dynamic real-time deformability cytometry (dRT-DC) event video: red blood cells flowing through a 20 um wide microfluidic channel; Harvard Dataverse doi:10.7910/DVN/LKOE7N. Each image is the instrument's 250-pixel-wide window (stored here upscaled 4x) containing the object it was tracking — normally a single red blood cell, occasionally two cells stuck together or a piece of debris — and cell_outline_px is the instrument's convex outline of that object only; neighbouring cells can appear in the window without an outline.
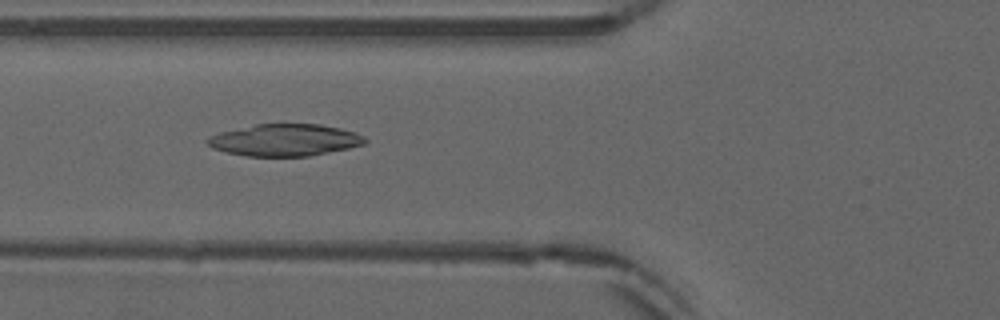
{"species": "common noctule bat (a hibernating species)", "species_latin": "Nyctalus noctula", "temperature_condition": "warm", "stored_images_in_passage": 40, "camera_frame_rate_fps": 3000, "um_per_image_px": 0.085, "animal": {"sex": "male", "forearm_length_mm": 52.5}, "frame": {"image": 1, "passage_image": 7, "time_ms": 2.0, "image_size_px": [1000, 320], "cell_outline_px": [[368, 140], [364, 144], [348, 148], [308, 156], [248, 156], [228, 152], [212, 148], [204, 140], [208, 136], [220, 132], [256, 124], [320, 124], [340, 128], [356, 132], [364, 136]], "centroid_in_image_um": [24.21, 11.9], "position_along_channel_um": 101.6, "area_um2": 29.25}}
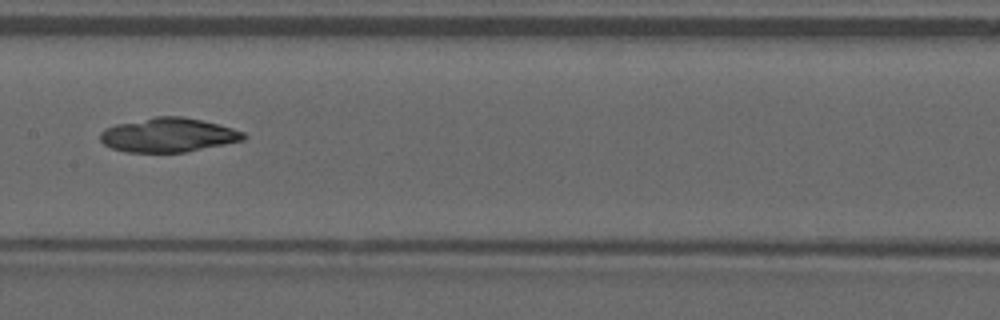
{"frame": {"image": 2, "passage_image": 14, "time_ms": 4.333, "image_size_px": [1000, 320], "cell_outline_px": [[248, 136], [244, 140], [184, 152], [124, 152], [112, 148], [104, 144], [100, 140], [100, 132], [104, 128], [116, 124], [156, 116], [180, 116], [200, 120], [232, 128], [244, 132]], "centroid_in_image_um": [14.27, 11.48], "position_along_channel_um": 193.1, "area_um2": 28.38}}
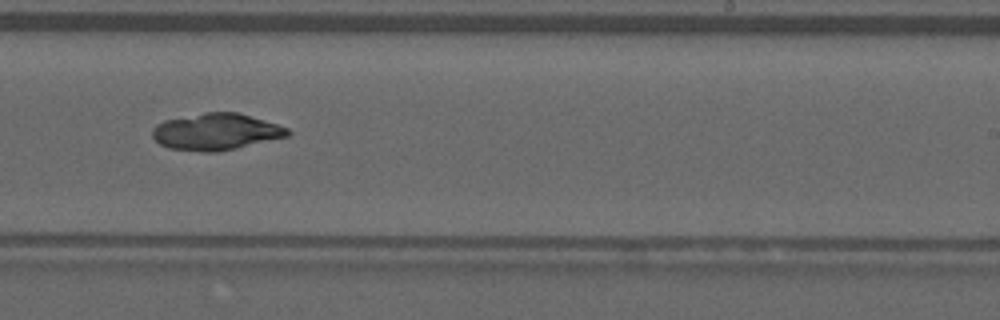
{"frame": {"image": 3, "passage_image": 20, "time_ms": 6.333, "image_size_px": [1000, 320], "cell_outline_px": [[292, 132], [288, 136], [236, 148], [216, 152], [204, 152], [168, 148], [160, 144], [152, 136], [152, 128], [156, 124], [164, 120], [208, 112], [236, 112], [276, 124], [288, 128]], "centroid_in_image_um": [18.34, 11.2], "position_along_channel_um": 270.7, "area_um2": 28.61}, "authors_computed_cell_mechanics": {"area_um2": 28.5243, "velocity_mm_per_s": 3.8975, "shape_relaxation_time_tau1_ms": null, "shape_relaxation_time_tau2_ms": 2.5282, "deformation_change_tau1": null, "deformation_change_tau2": 0.0391}}